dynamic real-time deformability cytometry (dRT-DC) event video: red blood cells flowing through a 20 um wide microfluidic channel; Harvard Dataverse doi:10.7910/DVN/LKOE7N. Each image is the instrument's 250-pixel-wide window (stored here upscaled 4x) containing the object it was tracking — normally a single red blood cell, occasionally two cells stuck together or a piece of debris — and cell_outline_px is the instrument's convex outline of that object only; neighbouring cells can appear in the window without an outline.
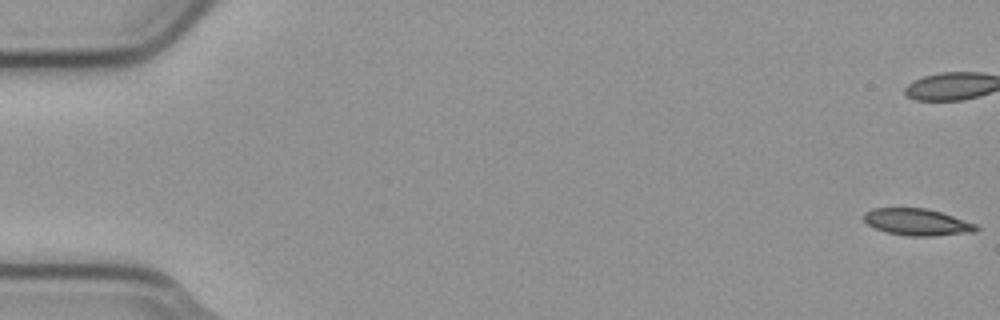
{"species": "common noctule bat (a hibernating species)", "species_latin": "Nyctalus noctula", "temperature_condition": "cold", "stored_images_in_passage": 3, "camera_frame_rate_fps": 3000, "um_per_image_px": 0.085, "animal": {"sex": "male", "body_mass_g": 23.1, "forearm_length_mm": 52.7}, "frame": {"image": 1, "passage_image": 1, "time_ms": 0.0, "image_size_px": [1000, 320], "cell_outline_px": [[980, 228], [976, 232], [936, 236], [908, 236], [888, 232], [876, 228], [868, 224], [864, 220], [864, 212], [872, 208], [924, 208], [940, 212], [976, 224]], "centroid_in_image_um": [77.97, 18.88], "position_along_channel_um": 7.0, "area_um2": 17.46}}